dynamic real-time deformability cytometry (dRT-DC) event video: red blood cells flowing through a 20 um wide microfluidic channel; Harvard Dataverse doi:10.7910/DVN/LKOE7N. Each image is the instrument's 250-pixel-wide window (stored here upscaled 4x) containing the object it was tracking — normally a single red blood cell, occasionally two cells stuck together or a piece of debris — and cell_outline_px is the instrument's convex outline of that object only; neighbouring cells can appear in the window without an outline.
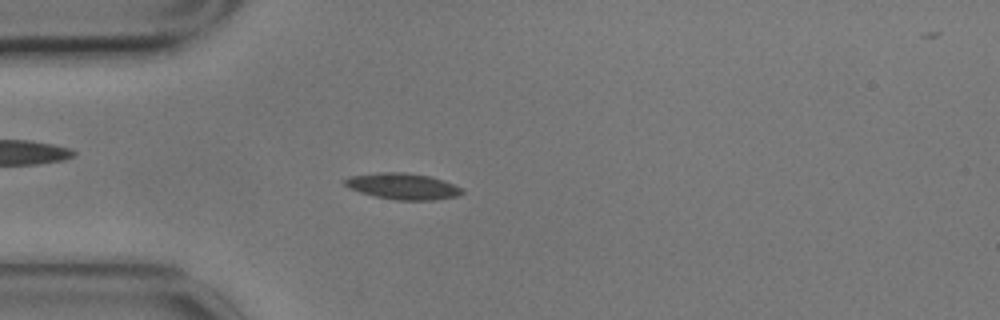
{"species": "common noctule bat (a hibernating species)", "species_latin": "Nyctalus noctula", "temperature_condition": "cold", "stored_images_in_passage": 3, "camera_frame_rate_fps": 3000, "um_per_image_px": 0.085, "animal": {"sex": "male", "body_mass_g": 17.9}, "frame": {"image": 1, "passage_image": 3, "time_ms": 0.667, "image_size_px": [1000, 320], "cell_outline_px": [[464, 192], [460, 196], [436, 200], [396, 200], [376, 196], [360, 192], [348, 188], [340, 180], [348, 176], [380, 172], [404, 172], [432, 176], [444, 180], [464, 188]], "centroid_in_image_um": [34.26, 15.83], "position_along_channel_um": 50.7, "area_um2": 18.32}}